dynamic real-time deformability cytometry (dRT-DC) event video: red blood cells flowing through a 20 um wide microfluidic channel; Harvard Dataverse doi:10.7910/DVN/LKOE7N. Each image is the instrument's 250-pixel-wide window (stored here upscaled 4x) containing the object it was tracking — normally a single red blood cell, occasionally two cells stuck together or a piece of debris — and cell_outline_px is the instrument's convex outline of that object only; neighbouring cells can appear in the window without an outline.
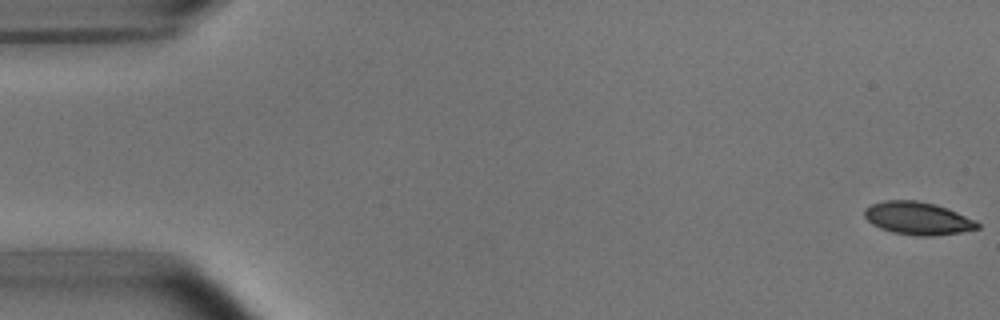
{"species": "common noctule bat (a hibernating species)", "species_latin": "Nyctalus noctula", "temperature_condition": "room temperature", "stored_images_in_passage": 53, "camera_frame_rate_fps": 3000, "um_per_image_px": 0.085, "animal": {"sex": "male", "body_mass_g": 15.6}, "frame": {"image": 1, "passage_image": 1, "time_ms": 0.0, "image_size_px": [1000, 320], "cell_outline_px": [[980, 228], [960, 232], [932, 236], [916, 236], [892, 232], [880, 228], [872, 224], [864, 216], [864, 208], [872, 204], [884, 200], [916, 200], [936, 204], [948, 208], [976, 220], [980, 224]], "centroid_in_image_um": [78.01, 18.55], "position_along_channel_um": 7.0, "area_um2": 21.73}}
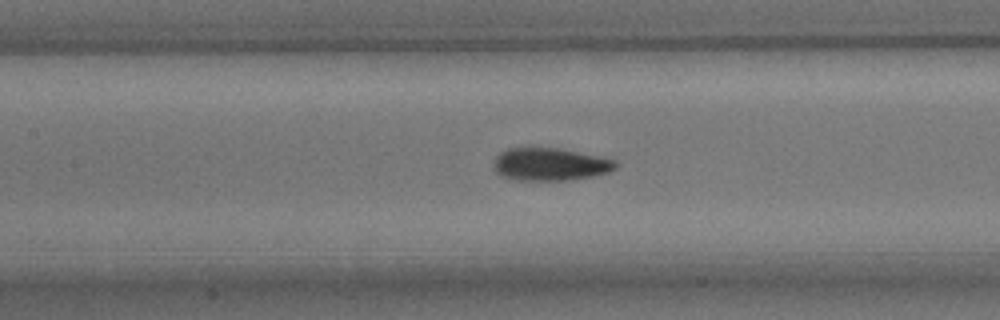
{"frame": {"image": 2, "passage_image": 24, "time_ms": 7.667, "image_size_px": [1000, 320], "cell_outline_px": [[620, 164], [616, 168], [608, 172], [592, 176], [564, 180], [516, 180], [500, 176], [492, 168], [496, 156], [500, 152], [508, 148], [532, 144], [556, 148], [616, 160]], "centroid_in_image_um": [46.67, 13.93], "position_along_channel_um": 160.7, "area_um2": 23.81}}
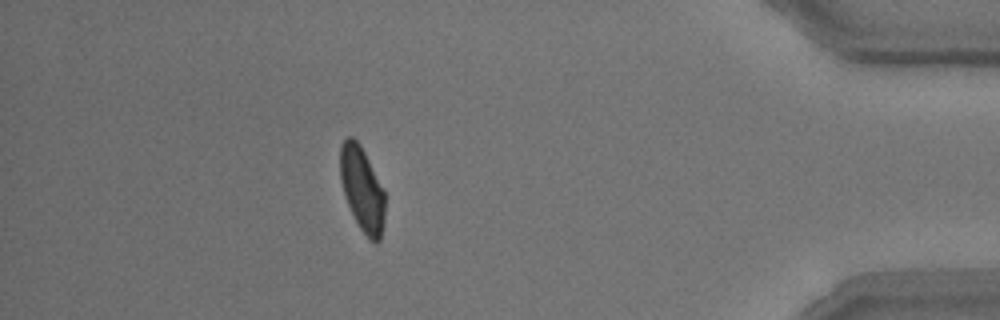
{"frame": {"image": 3, "passage_image": 47, "time_ms": 15.333, "image_size_px": [1000, 320], "cell_outline_px": [[384, 220], [380, 240], [376, 244], [368, 240], [360, 228], [348, 204], [340, 180], [340, 144], [348, 136], [352, 136], [360, 144], [384, 192]], "centroid_in_image_um": [30.77, 16.09], "position_along_channel_um": 404.4, "area_um2": 21.73}, "authors_computed_cell_mechanics": {"area_um2": 22.7732, "velocity_mm_per_s": 3.7958, "shape_relaxation_time_tau1_ms": 3.4747, "shape_relaxation_time_tau2_ms": 1.2051, "deformation_change_tau1": 0.1342, "deformation_change_tau2": 0.0555}}